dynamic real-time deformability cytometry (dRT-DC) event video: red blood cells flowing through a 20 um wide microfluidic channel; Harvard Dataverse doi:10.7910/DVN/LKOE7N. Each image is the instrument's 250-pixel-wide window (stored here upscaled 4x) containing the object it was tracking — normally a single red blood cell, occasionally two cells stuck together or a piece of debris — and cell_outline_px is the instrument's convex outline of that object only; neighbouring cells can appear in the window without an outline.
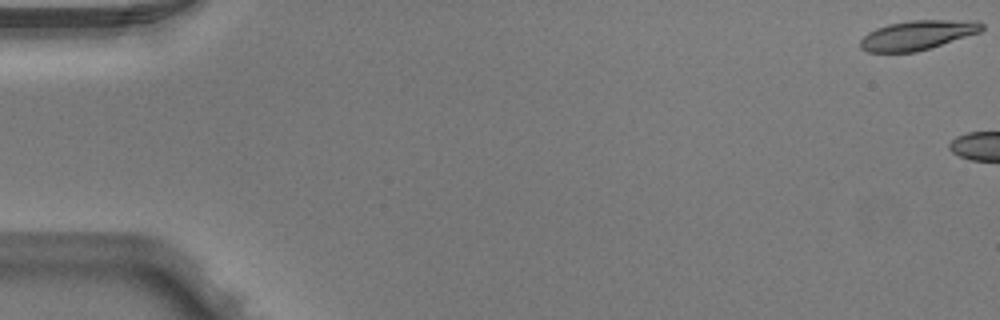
{"species": "Egyptian fruit bat (a non-hibernating species)", "species_latin": "Rousettus aegyptiacus", "temperature_condition": "warm", "stored_images_in_passage": 5, "segment_of_instrument_passage": [2, 2], "camera_frame_rate_fps": 3000, "um_per_image_px": 0.085, "animal": {"sex": "male"}, "frame": {"image": 1, "passage_image": 5, "time_ms": 1.333, "image_size_px": [1000, 320], "cell_outline_px": [[984, 28], [980, 32], [916, 52], [868, 52], [860, 48], [860, 40], [868, 32], [876, 28], [888, 24], [912, 20], [976, 20], [984, 24]], "centroid_in_image_um": [77.98, 2.97], "position_along_channel_um": 7.0, "area_um2": 20.81}}